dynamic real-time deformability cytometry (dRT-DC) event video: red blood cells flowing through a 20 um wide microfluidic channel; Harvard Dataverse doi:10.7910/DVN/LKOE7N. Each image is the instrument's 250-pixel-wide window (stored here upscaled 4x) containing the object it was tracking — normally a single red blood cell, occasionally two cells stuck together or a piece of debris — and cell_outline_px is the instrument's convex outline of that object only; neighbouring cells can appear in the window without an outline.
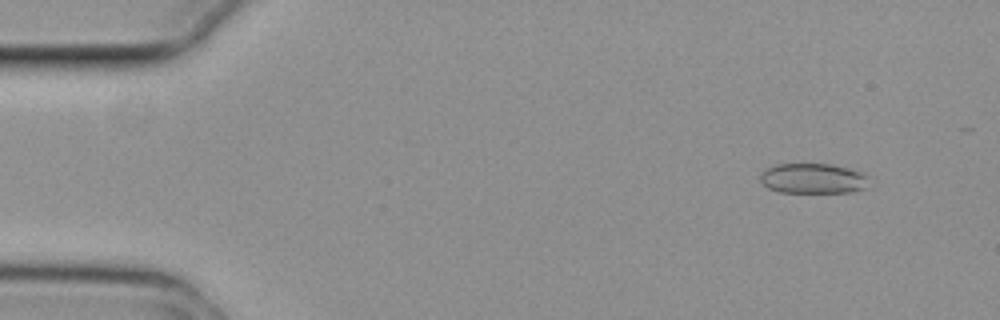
{"species": "common noctule bat (a hibernating species)", "species_latin": "Nyctalus noctula", "temperature_condition": "cold", "stored_images_in_passage": 10, "camera_frame_rate_fps": 3000, "um_per_image_px": 0.085, "animal": {"sex": "female", "body_mass_g": 29.2, "forearm_length_mm": 56.3}, "frame": {"image": 1, "passage_image": 5, "time_ms": 1.333, "image_size_px": [1000, 320], "cell_outline_px": [[868, 176], [864, 188], [852, 192], [780, 192], [768, 188], [760, 180], [760, 172], [764, 168], [776, 164], [828, 164], [848, 168], [860, 172]], "centroid_in_image_um": [69.04, 15.16], "position_along_channel_um": 16.0, "area_um2": 19.02}}